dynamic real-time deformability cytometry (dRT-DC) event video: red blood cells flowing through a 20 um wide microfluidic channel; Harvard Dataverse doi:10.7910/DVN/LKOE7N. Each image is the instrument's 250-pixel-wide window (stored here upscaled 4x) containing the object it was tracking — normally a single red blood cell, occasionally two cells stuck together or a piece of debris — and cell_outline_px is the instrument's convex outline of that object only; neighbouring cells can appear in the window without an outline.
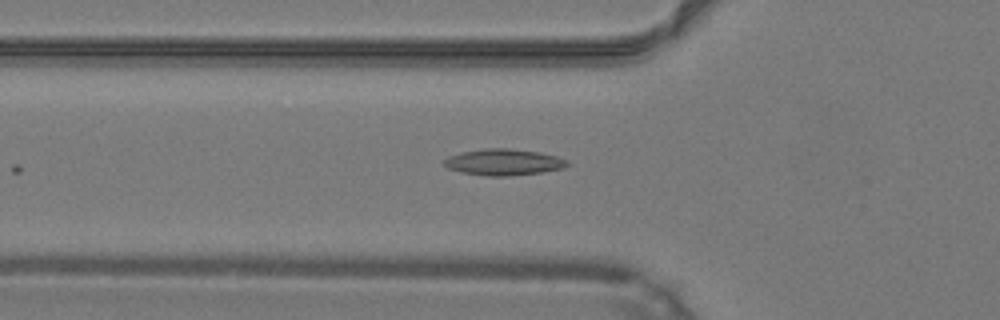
{"species": "common noctule bat (a hibernating species)", "species_latin": "Nyctalus noctula", "temperature_condition": "warm", "stored_images_in_passage": 25, "camera_frame_rate_fps": 3000, "um_per_image_px": 0.085, "animal": {"sex": "male", "body_mass_g": 19.2, "forearm_length_mm": 51.8}, "frame": {"image": 1, "passage_image": 2, "time_ms": 0.333, "image_size_px": [1000, 320], "cell_outline_px": [[572, 164], [564, 168], [544, 172], [508, 176], [488, 176], [460, 172], [448, 168], [444, 164], [444, 160], [448, 156], [460, 152], [484, 148], [508, 148], [540, 152], [556, 156], [568, 160]], "centroid_in_image_um": [42.84, 13.78], "position_along_channel_um": 83.0, "area_um2": 19.13}}
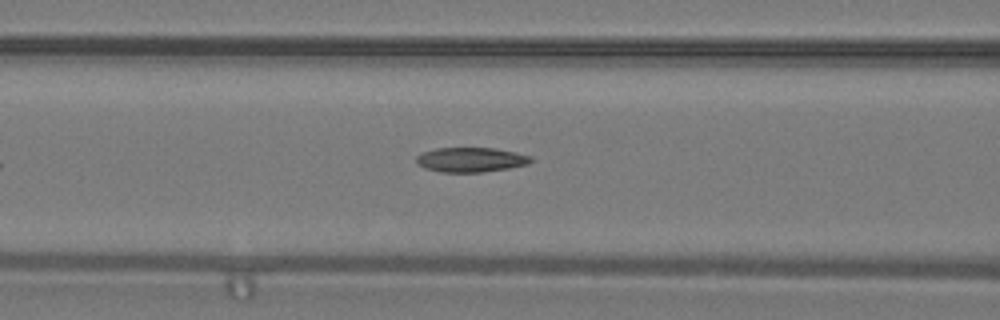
{"frame": {"image": 2, "passage_image": 5, "time_ms": 1.333, "image_size_px": [1000, 320], "cell_outline_px": [[532, 160], [528, 164], [508, 168], [484, 172], [440, 172], [424, 168], [416, 164], [416, 156], [424, 152], [436, 148], [496, 148], [516, 152], [532, 156]], "centroid_in_image_um": [40.01, 13.58], "position_along_channel_um": 126.6, "area_um2": 16.53}}
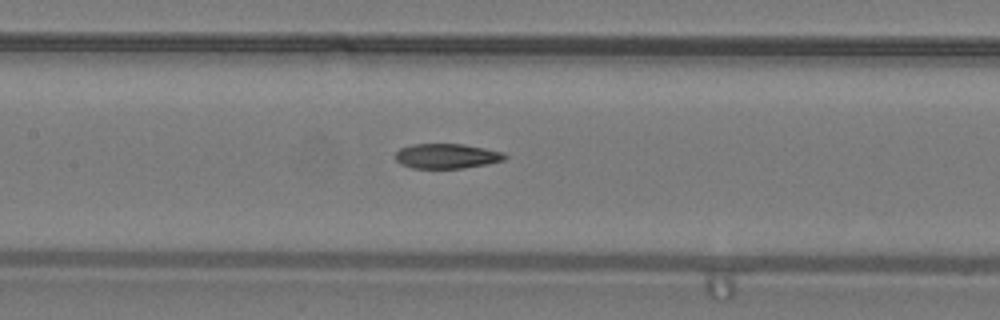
{"frame": {"image": 3, "passage_image": 8, "time_ms": 2.333, "image_size_px": [1000, 320], "cell_outline_px": [[508, 156], [504, 160], [488, 164], [464, 168], [412, 168], [400, 164], [396, 160], [396, 152], [400, 148], [412, 144], [464, 144], [504, 152]], "centroid_in_image_um": [37.99, 13.26], "position_along_channel_um": 169.4, "area_um2": 15.95}}